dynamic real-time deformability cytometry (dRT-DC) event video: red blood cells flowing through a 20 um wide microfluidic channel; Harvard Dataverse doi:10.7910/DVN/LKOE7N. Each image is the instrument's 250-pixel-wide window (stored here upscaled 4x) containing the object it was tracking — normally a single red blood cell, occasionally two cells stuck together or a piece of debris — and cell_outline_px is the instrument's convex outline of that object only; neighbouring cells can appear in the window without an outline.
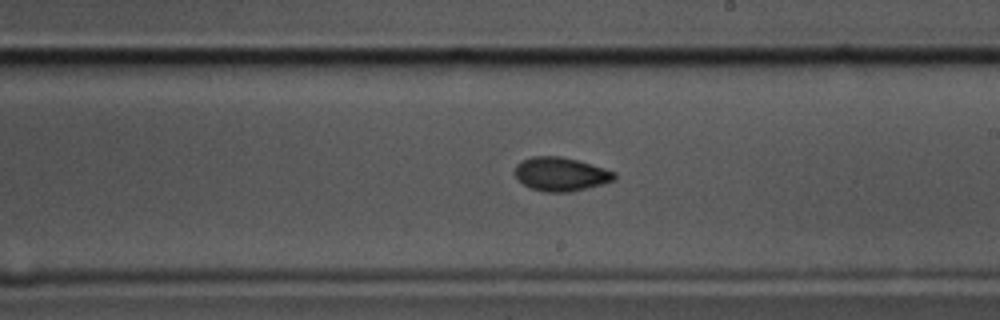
{"species": "common noctule bat (a hibernating species)", "species_latin": "Nyctalus noctula", "temperature_condition": "cold", "stored_images_in_passage": 51, "camera_frame_rate_fps": 3000, "um_per_image_px": 0.085, "animal": {"sex": "male", "body_mass_g": 17.5, "forearm_length_mm": 52.3}, "frame": {"image": 1, "passage_image": 26, "time_ms": 8.333, "image_size_px": [1000, 320], "cell_outline_px": [[616, 180], [568, 192], [544, 192], [532, 188], [524, 184], [516, 176], [516, 164], [520, 160], [532, 156], [560, 156], [576, 160], [604, 168], [616, 172]], "centroid_in_image_um": [47.66, 14.79], "position_along_channel_um": 241.3, "area_um2": 19.31}}
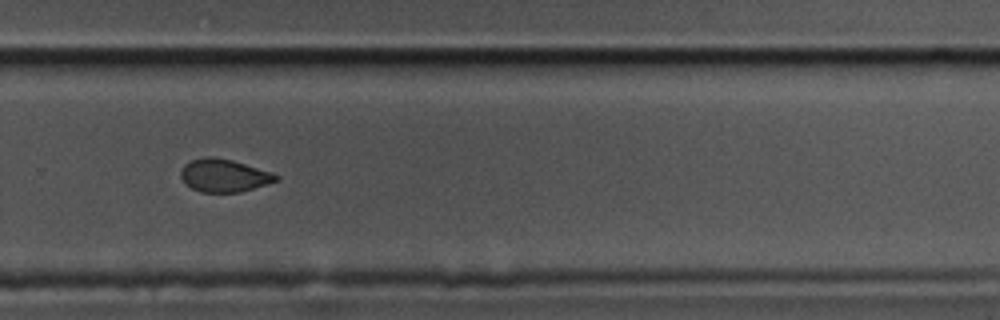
{"frame": {"image": 2, "passage_image": 32, "time_ms": 10.333, "image_size_px": [1000, 320], "cell_outline_px": [[280, 176], [276, 180], [240, 192], [200, 192], [184, 184], [180, 176], [180, 172], [184, 164], [192, 160], [204, 156], [208, 156], [232, 160], [272, 172]], "centroid_in_image_um": [18.98, 14.91], "position_along_channel_um": 310.8, "area_um2": 18.09}}
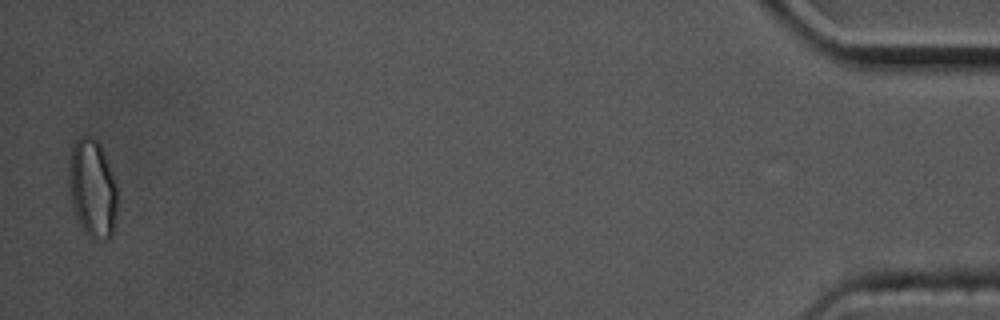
{"frame": {"image": 3, "passage_image": 50, "time_ms": 16.333, "image_size_px": [1000, 320], "cell_outline_px": [[116, 220], [112, 236], [108, 240], [92, 240], [84, 232], [76, 216], [68, 184], [68, 168], [72, 144], [80, 136], [92, 136], [100, 144], [116, 184]], "centroid_in_image_um": [7.85, 16.04], "position_along_channel_um": 427.4, "area_um2": 27.92}, "authors_computed_cell_mechanics": {"area_um2": 19.4786, "velocity_mm_per_s": 3.4741, "shape_relaxation_time_tau1_ms": 3.3793, "shape_relaxation_time_tau2_ms": 4.1231, "deformation_change_tau1": 0.1042, "deformation_change_tau2": 0.0624}}